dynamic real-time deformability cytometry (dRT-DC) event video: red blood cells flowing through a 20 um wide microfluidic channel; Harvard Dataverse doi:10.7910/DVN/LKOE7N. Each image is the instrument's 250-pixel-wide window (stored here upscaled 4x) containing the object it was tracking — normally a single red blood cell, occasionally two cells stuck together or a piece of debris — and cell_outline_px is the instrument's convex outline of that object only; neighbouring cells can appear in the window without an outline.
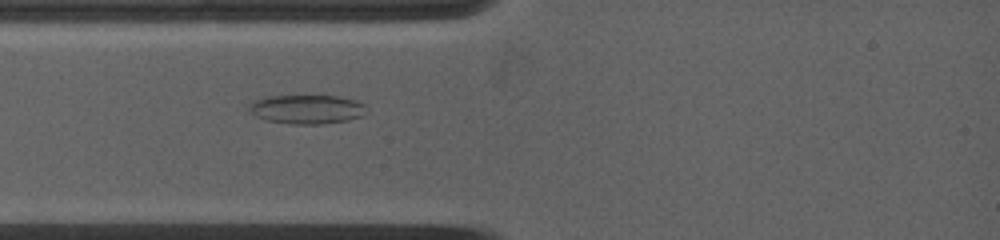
{"species": "common noctule bat (a hibernating species)", "species_latin": "Nyctalus noctula", "temperature_condition": "warm", "stored_images_in_passage": 52, "camera_frame_rate_fps": 4500, "um_per_image_px": 0.085, "animal": {"sex": "female", "body_mass_g": 19.0, "forearm_length_mm": 53.3}, "frame": {"image": 1, "passage_image": 1, "time_ms": 0.0, "image_size_px": [1000, 240], "cell_outline_px": [[364, 116], [348, 120], [324, 124], [288, 124], [268, 120], [256, 116], [248, 112], [248, 104], [252, 100], [264, 96], [324, 92], [356, 100], [364, 104]], "centroid_in_image_um": [26.05, 9.22], "position_along_channel_um": 59.0, "area_um2": 21.21}}
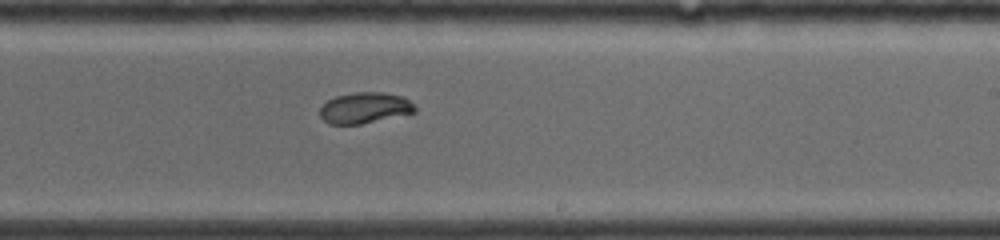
{"frame": {"image": 2, "passage_image": 24, "time_ms": 5.111, "image_size_px": [1000, 240], "cell_outline_px": [[416, 112], [360, 124], [328, 124], [320, 116], [320, 108], [328, 100], [336, 96], [356, 92], [384, 92], [404, 96], [416, 108]], "centroid_in_image_um": [31.0, 9.16], "position_along_channel_um": 258.0, "area_um2": 17.05}}
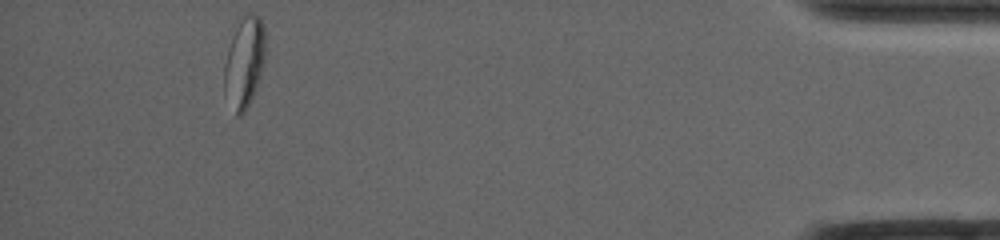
{"frame": {"image": 3, "passage_image": 52, "time_ms": 11.333, "image_size_px": [1000, 240], "cell_outline_px": [[264, 60], [260, 76], [256, 88], [244, 112], [240, 116], [236, 116], [224, 92], [224, 64], [228, 48], [240, 12], [248, 12], [260, 16], [264, 24]], "centroid_in_image_um": [20.75, 5.21], "position_along_channel_um": 414.4, "area_um2": 21.96}}